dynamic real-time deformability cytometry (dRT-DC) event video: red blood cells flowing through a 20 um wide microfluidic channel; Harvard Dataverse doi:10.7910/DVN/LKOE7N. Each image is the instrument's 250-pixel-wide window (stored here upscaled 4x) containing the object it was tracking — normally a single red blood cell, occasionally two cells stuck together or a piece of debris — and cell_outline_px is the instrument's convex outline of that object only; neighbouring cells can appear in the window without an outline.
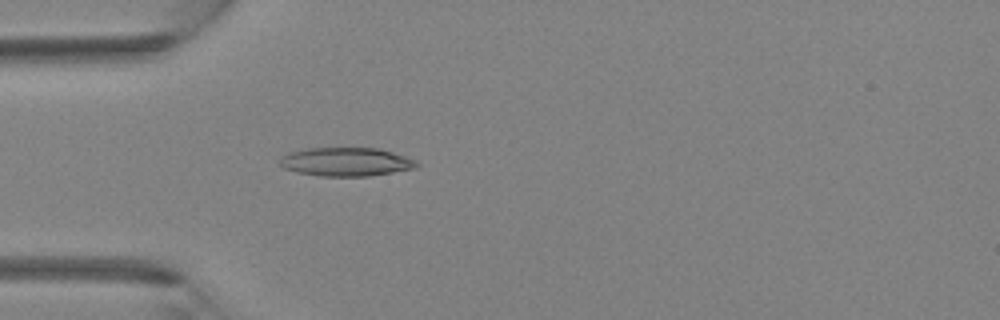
{"species": "Egyptian fruit bat (a non-hibernating species)", "species_latin": "Rousettus aegyptiacus", "temperature_condition": "room temperature", "stored_images_in_passage": 40, "camera_frame_rate_fps": 3000, "um_per_image_px": 0.085, "animal": {"sex": "female"}, "frame": {"image": 1, "passage_image": 12, "time_ms": 3.667, "image_size_px": [1000, 320], "cell_outline_px": [[420, 164], [416, 168], [368, 176], [320, 176], [296, 172], [284, 168], [280, 164], [280, 156], [288, 152], [304, 148], [376, 148], [392, 152], [416, 160]], "centroid_in_image_um": [29.38, 13.75], "position_along_channel_um": 55.6, "area_um2": 22.89}}
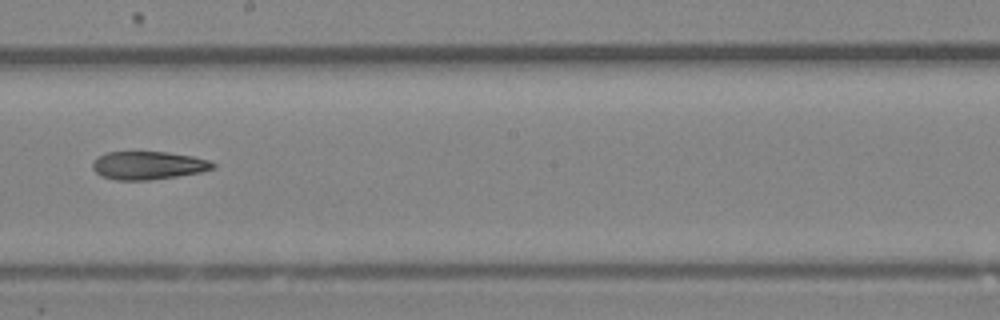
{"frame": {"image": 2, "passage_image": 23, "time_ms": 7.333, "image_size_px": [1000, 320], "cell_outline_px": [[216, 168], [200, 172], [176, 176], [148, 180], [116, 180], [100, 176], [92, 168], [92, 164], [104, 152], [168, 152], [192, 156], [208, 160], [216, 164]], "centroid_in_image_um": [12.6, 14.06], "position_along_channel_um": 235.6, "area_um2": 19.65}}
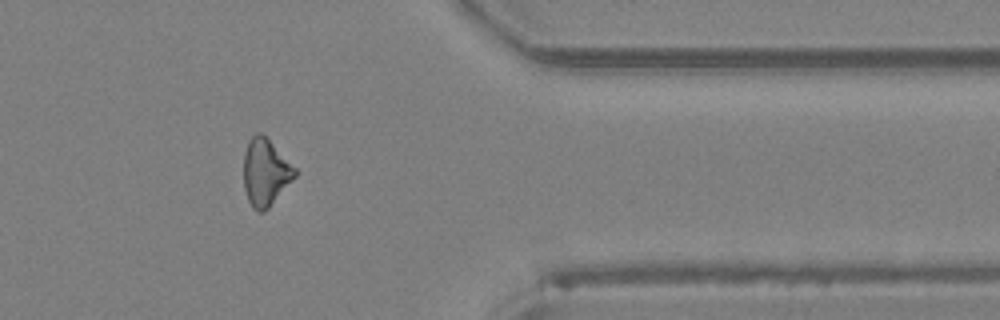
{"frame": {"image": 3, "passage_image": 33, "time_ms": 10.667, "image_size_px": [1000, 320], "cell_outline_px": [[296, 176], [268, 208], [264, 212], [256, 212], [252, 208], [248, 200], [244, 188], [244, 152], [248, 140], [256, 132], [260, 132], [296, 168]], "centroid_in_image_um": [22.54, 14.67], "position_along_channel_um": 388.9, "area_um2": 19.83}}